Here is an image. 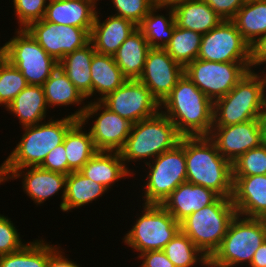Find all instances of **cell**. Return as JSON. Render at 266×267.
Segmentation results:
<instances>
[{
  "label": "cell",
  "mask_w": 266,
  "mask_h": 267,
  "mask_svg": "<svg viewBox=\"0 0 266 267\" xmlns=\"http://www.w3.org/2000/svg\"><path fill=\"white\" fill-rule=\"evenodd\" d=\"M251 70V62H213L195 59L184 74L214 103L228 94Z\"/></svg>",
  "instance_id": "11"
},
{
  "label": "cell",
  "mask_w": 266,
  "mask_h": 267,
  "mask_svg": "<svg viewBox=\"0 0 266 267\" xmlns=\"http://www.w3.org/2000/svg\"><path fill=\"white\" fill-rule=\"evenodd\" d=\"M183 74L184 67L176 62L164 48H151L147 53L144 69L138 80L161 104Z\"/></svg>",
  "instance_id": "16"
},
{
  "label": "cell",
  "mask_w": 266,
  "mask_h": 267,
  "mask_svg": "<svg viewBox=\"0 0 266 267\" xmlns=\"http://www.w3.org/2000/svg\"><path fill=\"white\" fill-rule=\"evenodd\" d=\"M162 251L175 267H192L198 263L209 267V259L181 230Z\"/></svg>",
  "instance_id": "35"
},
{
  "label": "cell",
  "mask_w": 266,
  "mask_h": 267,
  "mask_svg": "<svg viewBox=\"0 0 266 267\" xmlns=\"http://www.w3.org/2000/svg\"><path fill=\"white\" fill-rule=\"evenodd\" d=\"M137 258L142 259L141 267H175L162 250L147 251Z\"/></svg>",
  "instance_id": "44"
},
{
  "label": "cell",
  "mask_w": 266,
  "mask_h": 267,
  "mask_svg": "<svg viewBox=\"0 0 266 267\" xmlns=\"http://www.w3.org/2000/svg\"><path fill=\"white\" fill-rule=\"evenodd\" d=\"M47 4V0H13L19 29H25L30 23L42 20Z\"/></svg>",
  "instance_id": "39"
},
{
  "label": "cell",
  "mask_w": 266,
  "mask_h": 267,
  "mask_svg": "<svg viewBox=\"0 0 266 267\" xmlns=\"http://www.w3.org/2000/svg\"><path fill=\"white\" fill-rule=\"evenodd\" d=\"M25 30L57 62L90 42V33L84 28L57 25L44 20L30 23Z\"/></svg>",
  "instance_id": "15"
},
{
  "label": "cell",
  "mask_w": 266,
  "mask_h": 267,
  "mask_svg": "<svg viewBox=\"0 0 266 267\" xmlns=\"http://www.w3.org/2000/svg\"><path fill=\"white\" fill-rule=\"evenodd\" d=\"M106 192L107 189L102 184L93 182L79 171H73L67 175L62 211L68 212L89 204Z\"/></svg>",
  "instance_id": "31"
},
{
  "label": "cell",
  "mask_w": 266,
  "mask_h": 267,
  "mask_svg": "<svg viewBox=\"0 0 266 267\" xmlns=\"http://www.w3.org/2000/svg\"><path fill=\"white\" fill-rule=\"evenodd\" d=\"M92 96L99 94L101 101L122 86L128 79L117 66L112 55L95 52L91 61Z\"/></svg>",
  "instance_id": "28"
},
{
  "label": "cell",
  "mask_w": 266,
  "mask_h": 267,
  "mask_svg": "<svg viewBox=\"0 0 266 267\" xmlns=\"http://www.w3.org/2000/svg\"><path fill=\"white\" fill-rule=\"evenodd\" d=\"M202 34L176 25L170 42L164 47L167 53L185 67L197 59Z\"/></svg>",
  "instance_id": "36"
},
{
  "label": "cell",
  "mask_w": 266,
  "mask_h": 267,
  "mask_svg": "<svg viewBox=\"0 0 266 267\" xmlns=\"http://www.w3.org/2000/svg\"><path fill=\"white\" fill-rule=\"evenodd\" d=\"M222 20H232L247 0H204Z\"/></svg>",
  "instance_id": "43"
},
{
  "label": "cell",
  "mask_w": 266,
  "mask_h": 267,
  "mask_svg": "<svg viewBox=\"0 0 266 267\" xmlns=\"http://www.w3.org/2000/svg\"><path fill=\"white\" fill-rule=\"evenodd\" d=\"M4 58V50L3 47H0V62Z\"/></svg>",
  "instance_id": "51"
},
{
  "label": "cell",
  "mask_w": 266,
  "mask_h": 267,
  "mask_svg": "<svg viewBox=\"0 0 266 267\" xmlns=\"http://www.w3.org/2000/svg\"><path fill=\"white\" fill-rule=\"evenodd\" d=\"M98 11L90 32V42L97 53L114 55L121 44L138 28L132 21L109 15L102 23Z\"/></svg>",
  "instance_id": "21"
},
{
  "label": "cell",
  "mask_w": 266,
  "mask_h": 267,
  "mask_svg": "<svg viewBox=\"0 0 266 267\" xmlns=\"http://www.w3.org/2000/svg\"><path fill=\"white\" fill-rule=\"evenodd\" d=\"M182 135L161 111L155 116L132 124L130 134L119 151L125 166L128 162L154 159L180 143Z\"/></svg>",
  "instance_id": "5"
},
{
  "label": "cell",
  "mask_w": 266,
  "mask_h": 267,
  "mask_svg": "<svg viewBox=\"0 0 266 267\" xmlns=\"http://www.w3.org/2000/svg\"><path fill=\"white\" fill-rule=\"evenodd\" d=\"M39 167L48 171L68 175V161L64 143L52 149Z\"/></svg>",
  "instance_id": "42"
},
{
  "label": "cell",
  "mask_w": 266,
  "mask_h": 267,
  "mask_svg": "<svg viewBox=\"0 0 266 267\" xmlns=\"http://www.w3.org/2000/svg\"><path fill=\"white\" fill-rule=\"evenodd\" d=\"M58 248L50 257H49V261L47 264V267H65V256H64V252H62L60 249Z\"/></svg>",
  "instance_id": "47"
},
{
  "label": "cell",
  "mask_w": 266,
  "mask_h": 267,
  "mask_svg": "<svg viewBox=\"0 0 266 267\" xmlns=\"http://www.w3.org/2000/svg\"><path fill=\"white\" fill-rule=\"evenodd\" d=\"M2 47L4 58L22 73L28 85L42 86L58 67V62L25 29H17Z\"/></svg>",
  "instance_id": "10"
},
{
  "label": "cell",
  "mask_w": 266,
  "mask_h": 267,
  "mask_svg": "<svg viewBox=\"0 0 266 267\" xmlns=\"http://www.w3.org/2000/svg\"><path fill=\"white\" fill-rule=\"evenodd\" d=\"M257 73L249 70L228 94L214 102L213 126L260 118L266 109V73Z\"/></svg>",
  "instance_id": "3"
},
{
  "label": "cell",
  "mask_w": 266,
  "mask_h": 267,
  "mask_svg": "<svg viewBox=\"0 0 266 267\" xmlns=\"http://www.w3.org/2000/svg\"><path fill=\"white\" fill-rule=\"evenodd\" d=\"M232 21L243 38L252 46L266 34V0H247Z\"/></svg>",
  "instance_id": "30"
},
{
  "label": "cell",
  "mask_w": 266,
  "mask_h": 267,
  "mask_svg": "<svg viewBox=\"0 0 266 267\" xmlns=\"http://www.w3.org/2000/svg\"><path fill=\"white\" fill-rule=\"evenodd\" d=\"M28 85L22 73L3 58L0 62V106L5 108Z\"/></svg>",
  "instance_id": "37"
},
{
  "label": "cell",
  "mask_w": 266,
  "mask_h": 267,
  "mask_svg": "<svg viewBox=\"0 0 266 267\" xmlns=\"http://www.w3.org/2000/svg\"><path fill=\"white\" fill-rule=\"evenodd\" d=\"M176 25L205 34L223 20L204 0H184L172 6Z\"/></svg>",
  "instance_id": "24"
},
{
  "label": "cell",
  "mask_w": 266,
  "mask_h": 267,
  "mask_svg": "<svg viewBox=\"0 0 266 267\" xmlns=\"http://www.w3.org/2000/svg\"><path fill=\"white\" fill-rule=\"evenodd\" d=\"M259 124L261 129V142L266 146V109L259 118Z\"/></svg>",
  "instance_id": "48"
},
{
  "label": "cell",
  "mask_w": 266,
  "mask_h": 267,
  "mask_svg": "<svg viewBox=\"0 0 266 267\" xmlns=\"http://www.w3.org/2000/svg\"><path fill=\"white\" fill-rule=\"evenodd\" d=\"M25 169L27 170L26 172L24 171ZM21 175H24L22 176L24 193L26 192L37 205L44 203L48 198L63 190L60 204V210H62L66 193L67 175L48 171L39 166L20 169H0V184L10 179L16 180L21 178Z\"/></svg>",
  "instance_id": "17"
},
{
  "label": "cell",
  "mask_w": 266,
  "mask_h": 267,
  "mask_svg": "<svg viewBox=\"0 0 266 267\" xmlns=\"http://www.w3.org/2000/svg\"><path fill=\"white\" fill-rule=\"evenodd\" d=\"M47 108L43 86L27 85L5 109L18 117L21 126L25 127L45 120Z\"/></svg>",
  "instance_id": "25"
},
{
  "label": "cell",
  "mask_w": 266,
  "mask_h": 267,
  "mask_svg": "<svg viewBox=\"0 0 266 267\" xmlns=\"http://www.w3.org/2000/svg\"><path fill=\"white\" fill-rule=\"evenodd\" d=\"M142 215L125 234L124 244L139 254L162 250L181 230L180 222L159 204H143Z\"/></svg>",
  "instance_id": "9"
},
{
  "label": "cell",
  "mask_w": 266,
  "mask_h": 267,
  "mask_svg": "<svg viewBox=\"0 0 266 267\" xmlns=\"http://www.w3.org/2000/svg\"><path fill=\"white\" fill-rule=\"evenodd\" d=\"M95 52L93 44L89 42L84 47L66 54L58 62V66L86 99L92 97L90 67Z\"/></svg>",
  "instance_id": "26"
},
{
  "label": "cell",
  "mask_w": 266,
  "mask_h": 267,
  "mask_svg": "<svg viewBox=\"0 0 266 267\" xmlns=\"http://www.w3.org/2000/svg\"><path fill=\"white\" fill-rule=\"evenodd\" d=\"M168 9L169 17L158 15L160 9ZM158 10V11H157ZM176 27L175 15L172 7L154 6L148 15L138 25V29L145 36L151 48H164L171 40Z\"/></svg>",
  "instance_id": "32"
},
{
  "label": "cell",
  "mask_w": 266,
  "mask_h": 267,
  "mask_svg": "<svg viewBox=\"0 0 266 267\" xmlns=\"http://www.w3.org/2000/svg\"><path fill=\"white\" fill-rule=\"evenodd\" d=\"M187 182L232 198V163L222 157L208 136H185Z\"/></svg>",
  "instance_id": "2"
},
{
  "label": "cell",
  "mask_w": 266,
  "mask_h": 267,
  "mask_svg": "<svg viewBox=\"0 0 266 267\" xmlns=\"http://www.w3.org/2000/svg\"><path fill=\"white\" fill-rule=\"evenodd\" d=\"M84 123L78 120L64 138V147L68 161V175L79 171L97 152L90 131H83Z\"/></svg>",
  "instance_id": "29"
},
{
  "label": "cell",
  "mask_w": 266,
  "mask_h": 267,
  "mask_svg": "<svg viewBox=\"0 0 266 267\" xmlns=\"http://www.w3.org/2000/svg\"><path fill=\"white\" fill-rule=\"evenodd\" d=\"M160 111L182 136H208L213 127L214 103L185 75L160 104Z\"/></svg>",
  "instance_id": "1"
},
{
  "label": "cell",
  "mask_w": 266,
  "mask_h": 267,
  "mask_svg": "<svg viewBox=\"0 0 266 267\" xmlns=\"http://www.w3.org/2000/svg\"><path fill=\"white\" fill-rule=\"evenodd\" d=\"M237 215L266 219V175L232 176Z\"/></svg>",
  "instance_id": "19"
},
{
  "label": "cell",
  "mask_w": 266,
  "mask_h": 267,
  "mask_svg": "<svg viewBox=\"0 0 266 267\" xmlns=\"http://www.w3.org/2000/svg\"><path fill=\"white\" fill-rule=\"evenodd\" d=\"M58 248L41 239L27 242L19 251L0 256V267H47L49 257Z\"/></svg>",
  "instance_id": "34"
},
{
  "label": "cell",
  "mask_w": 266,
  "mask_h": 267,
  "mask_svg": "<svg viewBox=\"0 0 266 267\" xmlns=\"http://www.w3.org/2000/svg\"><path fill=\"white\" fill-rule=\"evenodd\" d=\"M116 9L113 14L117 17L128 19L137 26L148 15L149 11L154 7L151 0H111Z\"/></svg>",
  "instance_id": "40"
},
{
  "label": "cell",
  "mask_w": 266,
  "mask_h": 267,
  "mask_svg": "<svg viewBox=\"0 0 266 267\" xmlns=\"http://www.w3.org/2000/svg\"><path fill=\"white\" fill-rule=\"evenodd\" d=\"M69 258H66L65 256V267H79L80 265H77L72 260H68Z\"/></svg>",
  "instance_id": "50"
},
{
  "label": "cell",
  "mask_w": 266,
  "mask_h": 267,
  "mask_svg": "<svg viewBox=\"0 0 266 267\" xmlns=\"http://www.w3.org/2000/svg\"><path fill=\"white\" fill-rule=\"evenodd\" d=\"M125 166L119 152L98 151L79 170L86 178L102 184L107 190L118 180L131 177L133 171Z\"/></svg>",
  "instance_id": "23"
},
{
  "label": "cell",
  "mask_w": 266,
  "mask_h": 267,
  "mask_svg": "<svg viewBox=\"0 0 266 267\" xmlns=\"http://www.w3.org/2000/svg\"><path fill=\"white\" fill-rule=\"evenodd\" d=\"M151 49L143 33L137 28L113 55L117 66L127 79H139L146 56Z\"/></svg>",
  "instance_id": "27"
},
{
  "label": "cell",
  "mask_w": 266,
  "mask_h": 267,
  "mask_svg": "<svg viewBox=\"0 0 266 267\" xmlns=\"http://www.w3.org/2000/svg\"><path fill=\"white\" fill-rule=\"evenodd\" d=\"M249 267H266V241L255 252Z\"/></svg>",
  "instance_id": "46"
},
{
  "label": "cell",
  "mask_w": 266,
  "mask_h": 267,
  "mask_svg": "<svg viewBox=\"0 0 266 267\" xmlns=\"http://www.w3.org/2000/svg\"><path fill=\"white\" fill-rule=\"evenodd\" d=\"M208 137L221 156L231 163L248 150L262 144L259 119L230 126H213Z\"/></svg>",
  "instance_id": "18"
},
{
  "label": "cell",
  "mask_w": 266,
  "mask_h": 267,
  "mask_svg": "<svg viewBox=\"0 0 266 267\" xmlns=\"http://www.w3.org/2000/svg\"><path fill=\"white\" fill-rule=\"evenodd\" d=\"M78 120L70 115L62 119L50 118L48 122L25 126L20 142L12 150L0 169H20L40 166L46 155L64 142L67 131Z\"/></svg>",
  "instance_id": "4"
},
{
  "label": "cell",
  "mask_w": 266,
  "mask_h": 267,
  "mask_svg": "<svg viewBox=\"0 0 266 267\" xmlns=\"http://www.w3.org/2000/svg\"><path fill=\"white\" fill-rule=\"evenodd\" d=\"M219 197L211 189L185 182L170 194L162 206L177 222H181L193 212L213 204Z\"/></svg>",
  "instance_id": "22"
},
{
  "label": "cell",
  "mask_w": 266,
  "mask_h": 267,
  "mask_svg": "<svg viewBox=\"0 0 266 267\" xmlns=\"http://www.w3.org/2000/svg\"><path fill=\"white\" fill-rule=\"evenodd\" d=\"M266 175V146L260 145L232 162V176Z\"/></svg>",
  "instance_id": "38"
},
{
  "label": "cell",
  "mask_w": 266,
  "mask_h": 267,
  "mask_svg": "<svg viewBox=\"0 0 266 267\" xmlns=\"http://www.w3.org/2000/svg\"><path fill=\"white\" fill-rule=\"evenodd\" d=\"M197 58L213 62H251V46L232 20H223L202 35Z\"/></svg>",
  "instance_id": "13"
},
{
  "label": "cell",
  "mask_w": 266,
  "mask_h": 267,
  "mask_svg": "<svg viewBox=\"0 0 266 267\" xmlns=\"http://www.w3.org/2000/svg\"><path fill=\"white\" fill-rule=\"evenodd\" d=\"M148 174L144 184V204H159L182 183L187 182L185 159V136L174 148L146 161Z\"/></svg>",
  "instance_id": "8"
},
{
  "label": "cell",
  "mask_w": 266,
  "mask_h": 267,
  "mask_svg": "<svg viewBox=\"0 0 266 267\" xmlns=\"http://www.w3.org/2000/svg\"><path fill=\"white\" fill-rule=\"evenodd\" d=\"M264 63L266 64V34L251 46V70Z\"/></svg>",
  "instance_id": "45"
},
{
  "label": "cell",
  "mask_w": 266,
  "mask_h": 267,
  "mask_svg": "<svg viewBox=\"0 0 266 267\" xmlns=\"http://www.w3.org/2000/svg\"><path fill=\"white\" fill-rule=\"evenodd\" d=\"M154 4V6L158 7H172L178 2L184 1V0H151Z\"/></svg>",
  "instance_id": "49"
},
{
  "label": "cell",
  "mask_w": 266,
  "mask_h": 267,
  "mask_svg": "<svg viewBox=\"0 0 266 267\" xmlns=\"http://www.w3.org/2000/svg\"><path fill=\"white\" fill-rule=\"evenodd\" d=\"M100 102L132 124L155 116L161 109L160 103L138 79H128Z\"/></svg>",
  "instance_id": "14"
},
{
  "label": "cell",
  "mask_w": 266,
  "mask_h": 267,
  "mask_svg": "<svg viewBox=\"0 0 266 267\" xmlns=\"http://www.w3.org/2000/svg\"><path fill=\"white\" fill-rule=\"evenodd\" d=\"M42 86L48 108L82 105L86 99L59 66Z\"/></svg>",
  "instance_id": "33"
},
{
  "label": "cell",
  "mask_w": 266,
  "mask_h": 267,
  "mask_svg": "<svg viewBox=\"0 0 266 267\" xmlns=\"http://www.w3.org/2000/svg\"><path fill=\"white\" fill-rule=\"evenodd\" d=\"M236 214L232 199L219 197L213 204L182 220L180 229L209 259L220 247Z\"/></svg>",
  "instance_id": "7"
},
{
  "label": "cell",
  "mask_w": 266,
  "mask_h": 267,
  "mask_svg": "<svg viewBox=\"0 0 266 267\" xmlns=\"http://www.w3.org/2000/svg\"><path fill=\"white\" fill-rule=\"evenodd\" d=\"M79 108L77 109L78 111L70 116L76 120H81L84 125L93 116H98L88 130L91 133L96 149L98 151L119 152L130 134L132 123L117 113L111 112L100 101H95V99L94 102L91 101L86 105L84 103ZM98 111L101 113L97 114Z\"/></svg>",
  "instance_id": "12"
},
{
  "label": "cell",
  "mask_w": 266,
  "mask_h": 267,
  "mask_svg": "<svg viewBox=\"0 0 266 267\" xmlns=\"http://www.w3.org/2000/svg\"><path fill=\"white\" fill-rule=\"evenodd\" d=\"M265 241L266 219L236 214L220 247L209 258V267H235L243 263L249 266L255 252Z\"/></svg>",
  "instance_id": "6"
},
{
  "label": "cell",
  "mask_w": 266,
  "mask_h": 267,
  "mask_svg": "<svg viewBox=\"0 0 266 267\" xmlns=\"http://www.w3.org/2000/svg\"><path fill=\"white\" fill-rule=\"evenodd\" d=\"M97 1L99 0L50 1L42 20L84 28L90 33L97 13Z\"/></svg>",
  "instance_id": "20"
},
{
  "label": "cell",
  "mask_w": 266,
  "mask_h": 267,
  "mask_svg": "<svg viewBox=\"0 0 266 267\" xmlns=\"http://www.w3.org/2000/svg\"><path fill=\"white\" fill-rule=\"evenodd\" d=\"M25 244L11 219L0 214V256L19 251Z\"/></svg>",
  "instance_id": "41"
}]
</instances>
